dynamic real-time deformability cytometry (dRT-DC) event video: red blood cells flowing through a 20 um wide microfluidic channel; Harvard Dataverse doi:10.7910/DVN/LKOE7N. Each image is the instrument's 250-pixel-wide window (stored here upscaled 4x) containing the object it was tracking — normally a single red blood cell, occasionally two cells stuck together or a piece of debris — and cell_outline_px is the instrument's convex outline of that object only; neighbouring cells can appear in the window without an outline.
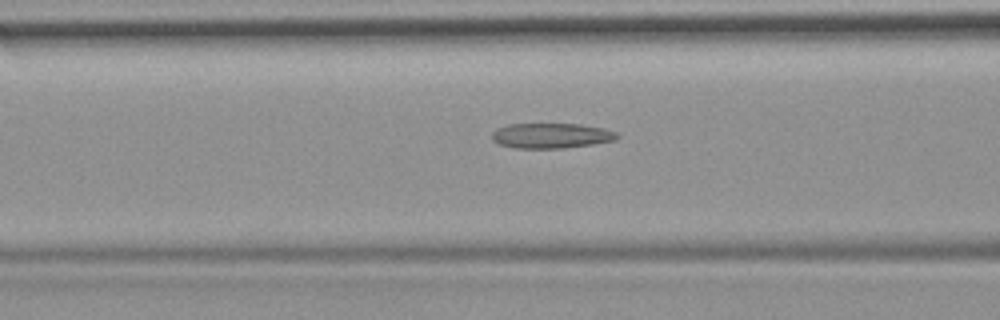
{"species": "common noctule bat (a hibernating species)", "species_latin": "Nyctalus noctula", "temperature_condition": "room temperature", "stored_images_in_passage": 46, "camera_frame_rate_fps": 3000, "um_per_image_px": 0.085, "animal": {"sex": "female", "body_mass_g": 19.9}, "frame": {"image": 1, "passage_image": 14, "time_ms": 4.333, "image_size_px": [1000, 320], "cell_outline_px": [[620, 136], [616, 140], [592, 144], [564, 148], [512, 148], [500, 144], [492, 140], [492, 132], [496, 128], [508, 124], [580, 124], [604, 128], [616, 132]], "centroid_in_image_um": [46.85, 11.53], "position_along_channel_um": 119.8, "area_um2": 18.44}}
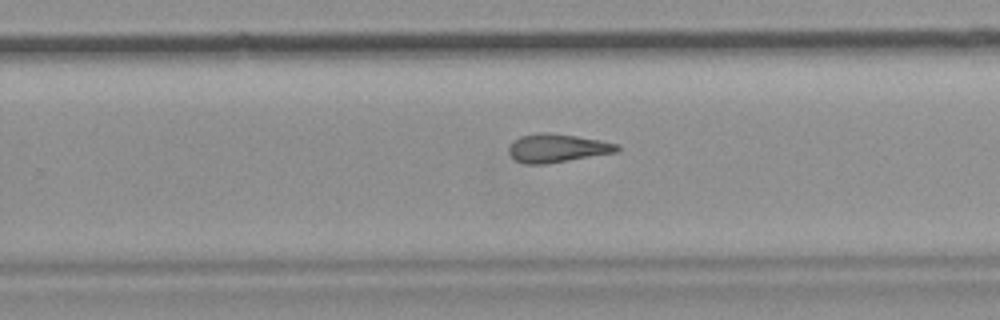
{"frame": {"image": 2, "passage_image": 27, "time_ms": 8.667, "image_size_px": [1000, 320], "cell_outline_px": [[620, 148], [616, 152], [548, 164], [524, 164], [516, 160], [508, 152], [508, 148], [520, 136], [540, 132], [548, 132], [576, 136], [600, 140], [616, 144]], "centroid_in_image_um": [47.35, 12.59], "position_along_channel_um": 282.5, "area_um2": 17.8}, "authors_computed_cell_mechanics": {"area_um2": 18.3226, "velocity_mm_per_s": 3.7692, "shape_relaxation_time_tau1_ms": null, "shape_relaxation_time_tau2_ms": 4.629, "deformation_change_tau1": null, "deformation_change_tau2": 0.1594}}